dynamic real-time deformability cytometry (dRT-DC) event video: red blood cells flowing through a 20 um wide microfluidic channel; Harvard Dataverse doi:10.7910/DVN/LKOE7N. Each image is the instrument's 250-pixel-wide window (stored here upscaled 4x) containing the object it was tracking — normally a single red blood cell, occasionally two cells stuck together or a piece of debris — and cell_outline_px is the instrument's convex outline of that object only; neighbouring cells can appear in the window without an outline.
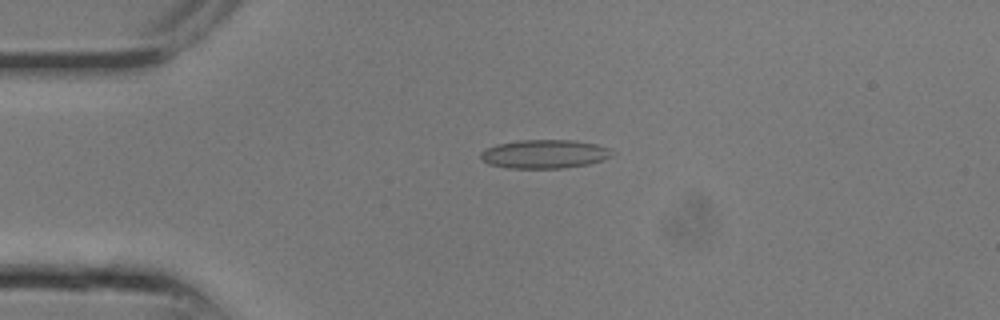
{"species": "common noctule bat (a hibernating species)", "species_latin": "Nyctalus noctula", "temperature_condition": "room temperature", "stored_images_in_passage": 24, "camera_frame_rate_fps": 3000, "um_per_image_px": 0.085, "animal": {"sex": "male", "body_mass_g": 13.3}, "frame": {"image": 1, "passage_image": 5, "time_ms": 1.333, "image_size_px": [1000, 320], "cell_outline_px": [[616, 152], [612, 156], [604, 160], [588, 164], [564, 168], [508, 168], [488, 164], [480, 156], [480, 152], [484, 148], [496, 144], [520, 140], [576, 140], [596, 144], [612, 148]], "centroid_in_image_um": [46.33, 13.08], "position_along_channel_um": 38.7, "area_um2": 22.31}}
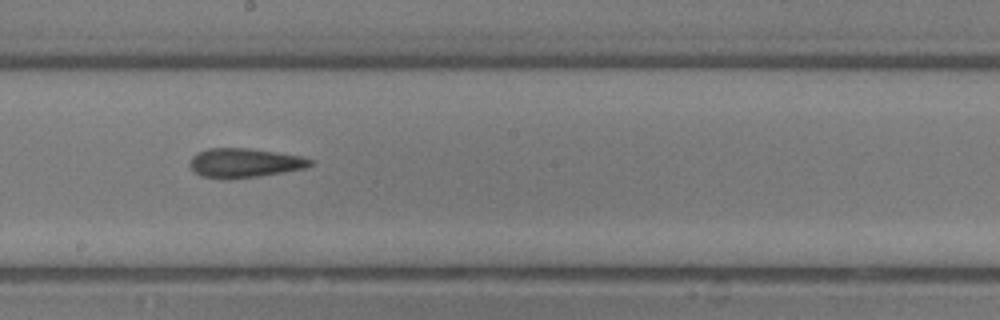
{"frame": {"image": 2, "passage_image": 13, "time_ms": 4.0, "image_size_px": [1000, 320], "cell_outline_px": [[316, 160], [308, 168], [260, 176], [224, 180], [200, 176], [192, 172], [188, 164], [192, 156], [196, 152], [208, 148], [248, 148], [276, 152], [300, 156]], "centroid_in_image_um": [20.75, 13.86], "position_along_channel_um": 227.5, "area_um2": 21.04}}
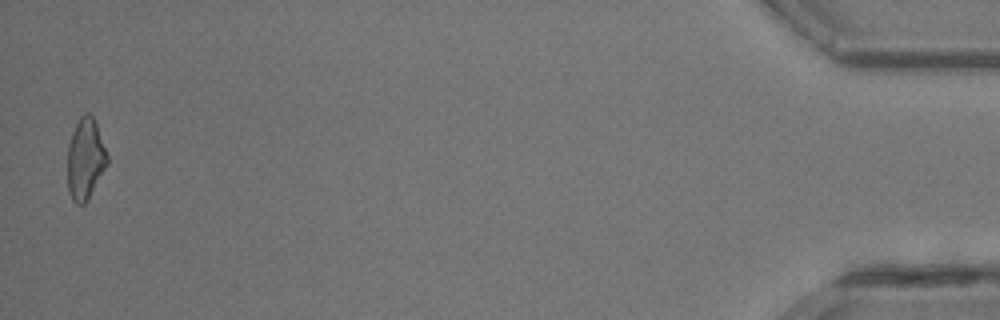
{"frame": {"image": 3, "passage_image": 24, "time_ms": 7.667, "image_size_px": [1000, 320], "cell_outline_px": [[108, 164], [88, 200], [84, 204], [76, 204], [72, 200], [68, 192], [68, 144], [72, 132], [80, 116], [84, 112], [88, 112], [92, 116], [96, 124], [108, 156]], "centroid_in_image_um": [7.25, 13.53], "position_along_channel_um": 427.9, "area_um2": 18.84}}